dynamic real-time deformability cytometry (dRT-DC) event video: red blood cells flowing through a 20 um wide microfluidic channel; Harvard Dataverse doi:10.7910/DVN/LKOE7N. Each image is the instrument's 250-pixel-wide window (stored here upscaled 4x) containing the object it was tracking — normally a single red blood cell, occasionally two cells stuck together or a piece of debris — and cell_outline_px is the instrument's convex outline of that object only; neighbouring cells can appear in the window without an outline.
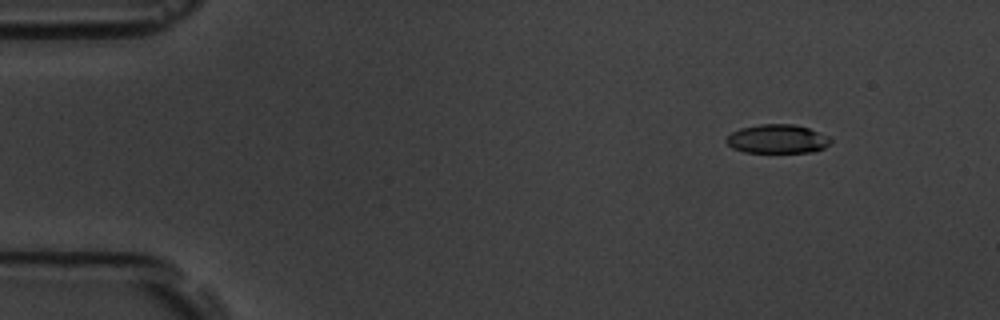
{"species": "common noctule bat (a hibernating species)", "species_latin": "Nyctalus noctula", "temperature_condition": "room temperature", "stored_images_in_passage": 4, "camera_frame_rate_fps": 3000, "um_per_image_px": 0.085, "animal": {"sex": "male", "body_mass_g": 19.5, "forearm_length_mm": 54.6}, "frame": {"image": 1, "passage_image": 1, "time_ms": 0.0, "image_size_px": [1000, 320], "cell_outline_px": [[832, 140], [824, 148], [812, 152], [744, 152], [732, 148], [724, 140], [732, 132], [740, 128], [760, 124], [792, 124], [808, 128], [828, 136]], "centroid_in_image_um": [66.05, 11.81], "position_along_channel_um": 18.9, "area_um2": 17.46}}
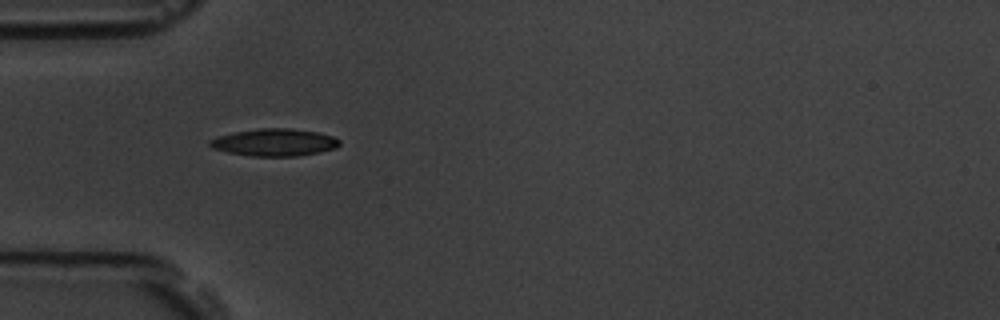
{"frame": {"image": 2, "passage_image": 4, "time_ms": 3.667, "image_size_px": [1000, 320], "cell_outline_px": [[340, 144], [336, 148], [320, 152], [296, 156], [252, 156], [228, 152], [212, 148], [208, 144], [208, 140], [220, 136], [236, 132], [260, 128], [288, 128], [320, 132], [332, 136], [340, 140]], "centroid_in_image_um": [23.35, 12.1], "position_along_channel_um": 61.6, "area_um2": 20.58}}